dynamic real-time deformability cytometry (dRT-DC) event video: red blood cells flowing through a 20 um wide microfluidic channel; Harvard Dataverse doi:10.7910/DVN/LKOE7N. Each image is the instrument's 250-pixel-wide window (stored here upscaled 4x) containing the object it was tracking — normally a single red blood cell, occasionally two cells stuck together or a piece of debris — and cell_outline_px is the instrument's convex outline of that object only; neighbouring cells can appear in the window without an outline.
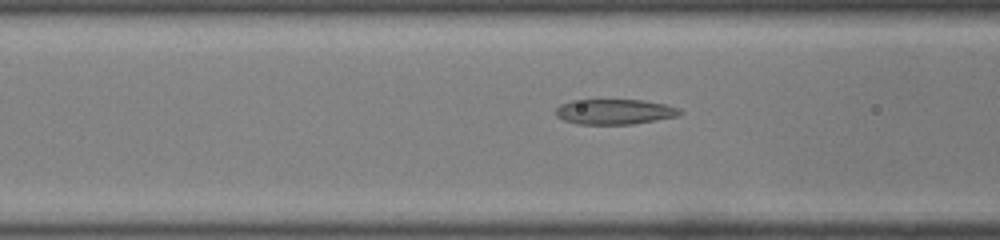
{"species": "common noctule bat (a hibernating species)", "species_latin": "Nyctalus noctula", "temperature_condition": "room temperature", "stored_images_in_passage": 36, "camera_frame_rate_fps": 3000, "um_per_image_px": 0.085, "animal": {"sex": "male", "body_mass_g": 19.0, "forearm_length_mm": 50.8}, "frame": {"image": 1, "passage_image": 15, "time_ms": 4.667, "image_size_px": [1000, 240], "cell_outline_px": [[684, 112], [680, 116], [632, 124], [576, 124], [564, 120], [556, 116], [556, 108], [560, 104], [572, 100], [644, 100], [664, 104], [680, 108]], "centroid_in_image_um": [52.27, 9.5], "position_along_channel_um": 114.3, "area_um2": 18.38}}
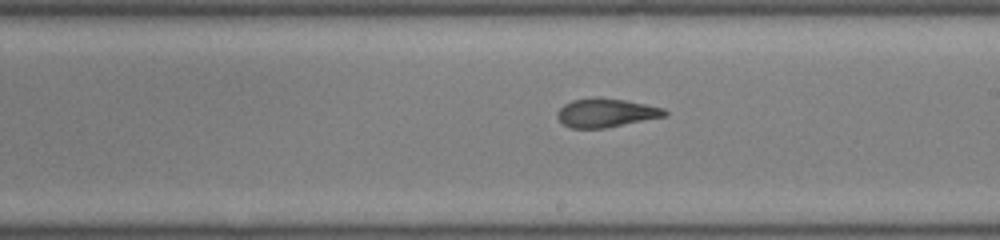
{"frame": {"image": 2, "passage_image": 24, "time_ms": 7.667, "image_size_px": [1000, 240], "cell_outline_px": [[668, 116], [604, 128], [572, 128], [564, 124], [556, 116], [556, 112], [564, 104], [572, 100], [596, 96], [600, 96], [624, 100], [664, 108], [668, 112]], "centroid_in_image_um": [51.51, 9.57], "position_along_channel_um": 237.5, "area_um2": 18.09}}
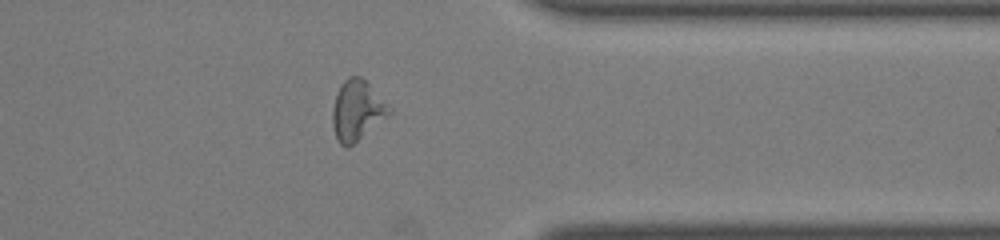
{"frame": {"image": 3, "passage_image": 35, "time_ms": 11.333, "image_size_px": [1000, 240], "cell_outline_px": [[392, 112], [388, 116], [348, 148], [344, 148], [336, 140], [332, 124], [332, 108], [336, 96], [344, 80], [348, 76], [360, 76], [392, 108]], "centroid_in_image_um": [30.33, 9.42], "position_along_channel_um": 381.1, "area_um2": 19.71}}